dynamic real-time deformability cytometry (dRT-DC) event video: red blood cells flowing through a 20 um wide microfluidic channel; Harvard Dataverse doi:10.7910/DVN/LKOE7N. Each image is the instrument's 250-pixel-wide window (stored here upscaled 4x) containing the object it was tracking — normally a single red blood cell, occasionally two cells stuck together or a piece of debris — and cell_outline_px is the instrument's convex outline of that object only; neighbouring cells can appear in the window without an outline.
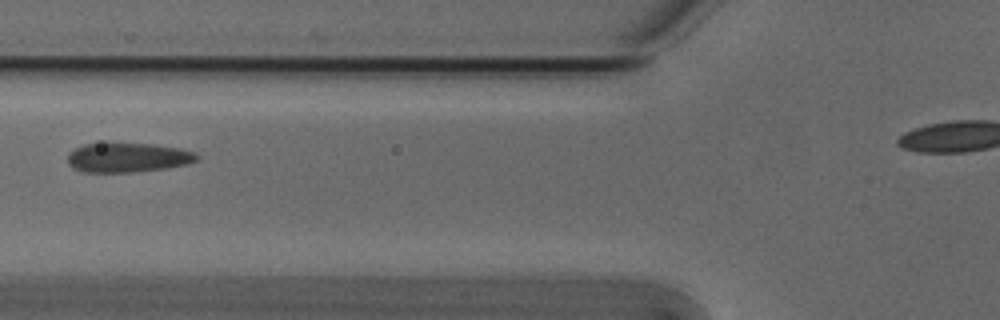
{"species": "Egyptian fruit bat (a non-hibernating species)", "species_latin": "Rousettus aegyptiacus", "temperature_condition": "cold", "stored_images_in_passage": 3, "camera_frame_rate_fps": 3000, "um_per_image_px": 0.085, "animal": {"sex": "male"}, "frame": {"image": 1, "passage_image": 3, "time_ms": 0.667, "image_size_px": [1000, 320], "cell_outline_px": [[200, 160], [188, 164], [168, 168], [136, 172], [84, 172], [72, 168], [68, 164], [68, 152], [84, 144], [152, 144], [180, 148], [196, 152], [200, 156]], "centroid_in_image_um": [10.92, 13.4], "position_along_channel_um": 114.9, "area_um2": 22.31}}